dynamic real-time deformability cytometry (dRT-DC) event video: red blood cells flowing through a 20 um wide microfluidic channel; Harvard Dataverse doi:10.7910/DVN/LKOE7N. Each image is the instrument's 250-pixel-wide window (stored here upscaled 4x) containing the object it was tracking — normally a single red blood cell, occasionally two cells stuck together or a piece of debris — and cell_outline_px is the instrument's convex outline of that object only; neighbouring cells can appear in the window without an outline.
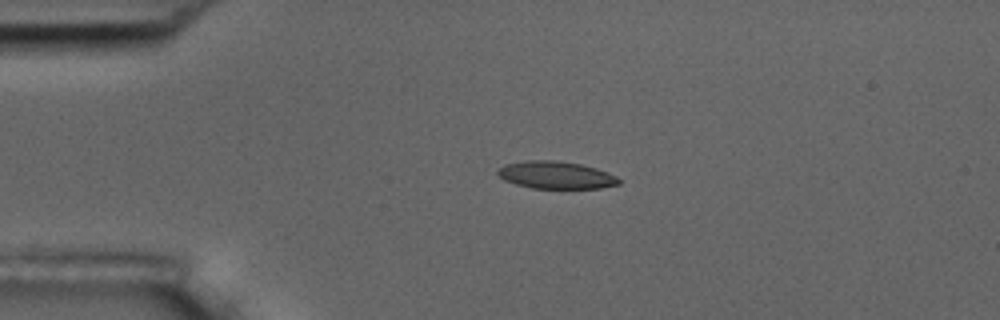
{"species": "common noctule bat (a hibernating species)", "species_latin": "Nyctalus noctula", "temperature_condition": "room temperature", "stored_images_in_passage": 44, "camera_frame_rate_fps": 3000, "um_per_image_px": 0.085, "animal": {"sex": "male", "body_mass_g": 17.5, "forearm_length_mm": 52.3}, "frame": {"image": 1, "passage_image": 1, "time_ms": 0.0, "image_size_px": [1000, 320], "cell_outline_px": [[620, 184], [600, 188], [532, 188], [516, 184], [504, 180], [496, 172], [496, 168], [504, 164], [528, 160], [556, 160], [580, 164], [596, 168], [608, 172], [616, 176], [620, 180]], "centroid_in_image_um": [47.23, 14.87], "position_along_channel_um": 37.8, "area_um2": 19.42}}
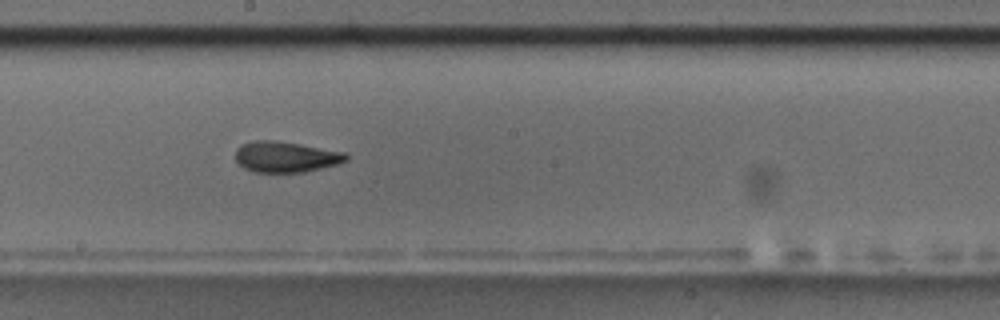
{"frame": {"image": 2, "passage_image": 19, "time_ms": 6.0, "image_size_px": [1000, 320], "cell_outline_px": [[348, 160], [340, 164], [304, 172], [252, 172], [244, 168], [236, 160], [236, 148], [240, 144], [256, 140], [272, 140], [344, 152], [348, 156]], "centroid_in_image_um": [24.27, 13.34], "position_along_channel_um": 223.9, "area_um2": 19.77}}
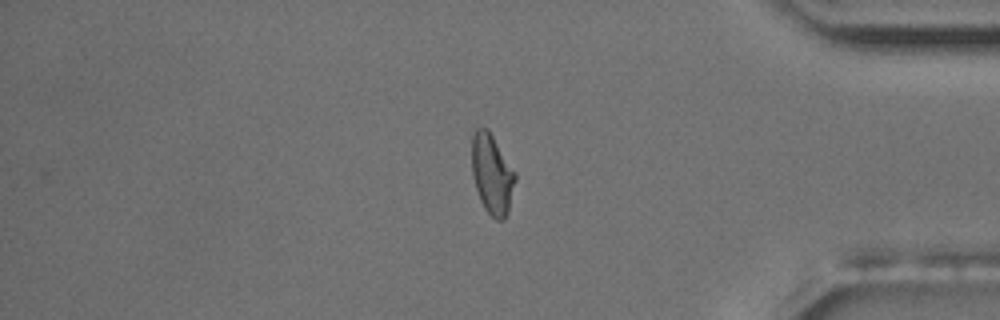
{"frame": {"image": 3, "passage_image": 35, "time_ms": 11.333, "image_size_px": [1000, 320], "cell_outline_px": [[516, 180], [508, 212], [504, 220], [496, 220], [484, 208], [480, 200], [472, 176], [472, 136], [476, 128], [488, 128], [516, 172]], "centroid_in_image_um": [41.83, 14.8], "position_along_channel_um": 393.4, "area_um2": 20.35}, "authors_computed_cell_mechanics": {"area_um2": 19.8543, "velocity_mm_per_s": 3.6582, "shape_relaxation_time_tau1_ms": null, "shape_relaxation_time_tau2_ms": 2.2848, "deformation_change_tau1": null, "deformation_change_tau2": 0.0919}}